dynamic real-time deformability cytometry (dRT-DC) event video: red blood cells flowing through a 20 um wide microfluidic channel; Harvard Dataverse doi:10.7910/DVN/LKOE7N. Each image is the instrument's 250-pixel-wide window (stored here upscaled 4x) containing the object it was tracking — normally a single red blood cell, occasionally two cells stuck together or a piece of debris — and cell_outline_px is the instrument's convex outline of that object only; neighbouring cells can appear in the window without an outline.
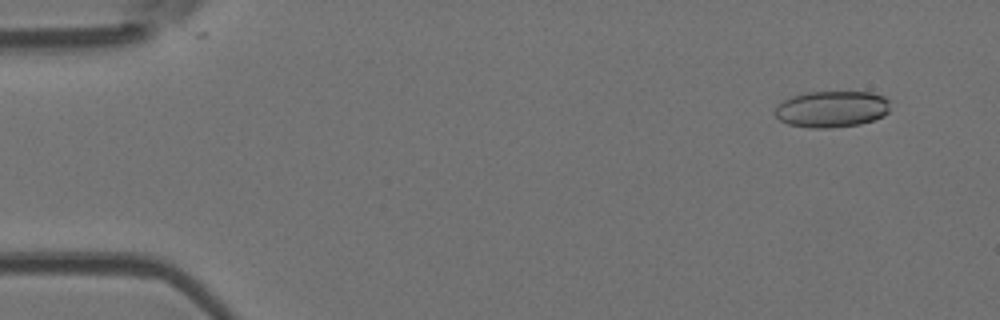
{"species": "Egyptian fruit bat (a non-hibernating species)", "species_latin": "Rousettus aegyptiacus", "temperature_condition": "room temperature", "stored_images_in_passage": 41, "camera_frame_rate_fps": 3000, "um_per_image_px": 0.085, "animal": {"sex": "female"}, "frame": {"image": 1, "passage_image": 4, "time_ms": 1.0, "image_size_px": [1000, 320], "cell_outline_px": [[888, 112], [884, 116], [860, 124], [832, 128], [808, 128], [788, 124], [780, 120], [772, 112], [784, 100], [792, 96], [804, 92], [872, 92], [884, 96], [888, 100]], "centroid_in_image_um": [70.68, 9.27], "position_along_channel_um": 14.3, "area_um2": 24.57}}
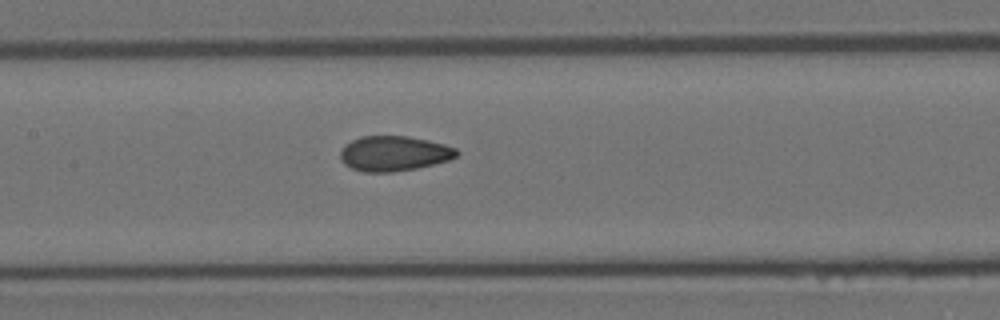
{"frame": {"image": 2, "passage_image": 25, "time_ms": 8.0, "image_size_px": [1000, 320], "cell_outline_px": [[460, 152], [456, 156], [448, 160], [416, 168], [392, 172], [364, 172], [352, 168], [344, 164], [340, 160], [340, 152], [344, 144], [360, 136], [408, 136], [428, 140], [444, 144], [456, 148]], "centroid_in_image_um": [33.46, 13.04], "position_along_channel_um": 173.9, "area_um2": 23.81}}
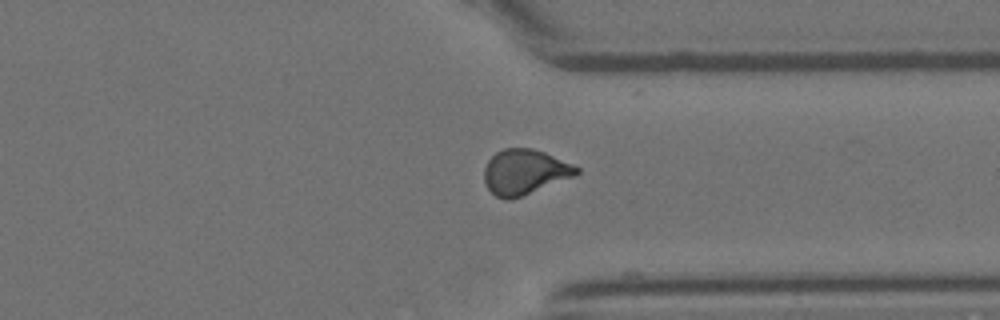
{"frame": {"image": 3, "passage_image": 40, "time_ms": 13.0, "image_size_px": [1000, 320], "cell_outline_px": [[580, 172], [576, 176], [520, 196], [508, 200], [496, 196], [488, 188], [484, 180], [484, 168], [488, 160], [496, 152], [504, 148], [532, 148], [544, 152], [572, 164], [580, 168]], "centroid_in_image_um": [44.6, 14.6], "position_along_channel_um": 366.8, "area_um2": 24.1}, "authors_computed_cell_mechanics": {"area_um2": 24.1604, "velocity_mm_per_s": 3.8779, "shape_relaxation_time_tau1_ms": null, "shape_relaxation_time_tau2_ms": 1.4252, "deformation_change_tau1": null, "deformation_change_tau2": 0.0699}}